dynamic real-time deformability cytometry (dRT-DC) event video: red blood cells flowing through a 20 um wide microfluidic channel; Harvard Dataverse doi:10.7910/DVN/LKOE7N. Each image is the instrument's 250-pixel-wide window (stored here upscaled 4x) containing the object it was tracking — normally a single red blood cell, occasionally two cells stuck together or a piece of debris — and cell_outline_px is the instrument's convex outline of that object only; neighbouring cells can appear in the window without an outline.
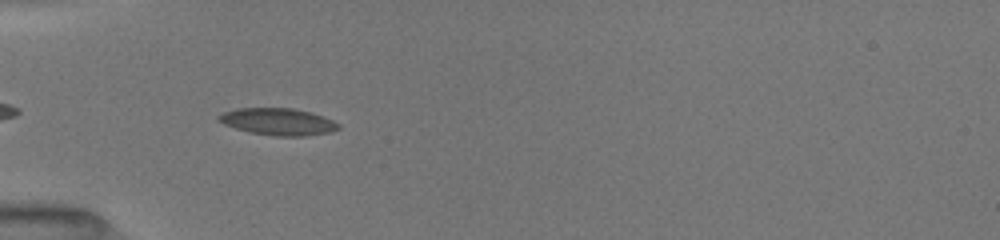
{"species": "common noctule bat (a hibernating species)", "species_latin": "Nyctalus noctula", "temperature_condition": "room temperature", "stored_images_in_passage": 54, "camera_frame_rate_fps": 3000, "um_per_image_px": 0.085, "animal": {"sex": "female", "body_mass_g": 19.5, "forearm_length_mm": 54.1}, "frame": {"image": 1, "passage_image": 6, "time_ms": 2.0, "image_size_px": [1000, 240], "cell_outline_px": [[340, 128], [328, 132], [304, 136], [272, 136], [252, 132], [236, 128], [224, 124], [216, 120], [216, 116], [224, 112], [240, 108], [292, 108], [312, 112], [332, 120], [340, 124]], "centroid_in_image_um": [23.62, 10.34], "position_along_channel_um": 61.4, "area_um2": 18.73}}
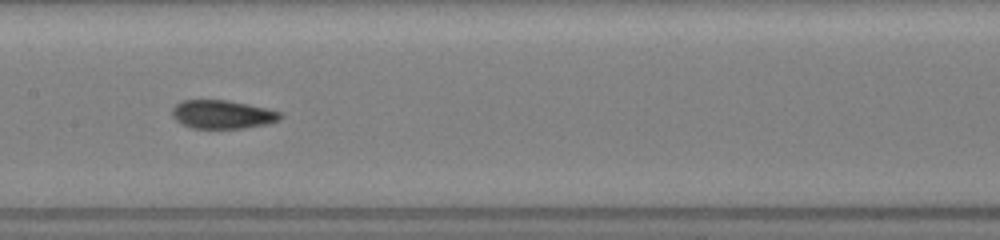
{"frame": {"image": 2, "passage_image": 18, "time_ms": 5.333, "image_size_px": [1000, 240], "cell_outline_px": [[284, 116], [280, 120], [268, 124], [244, 128], [192, 128], [176, 120], [172, 116], [172, 108], [180, 100], [228, 100], [268, 108], [284, 112]], "centroid_in_image_um": [18.97, 9.72], "position_along_channel_um": 188.4, "area_um2": 18.21}}
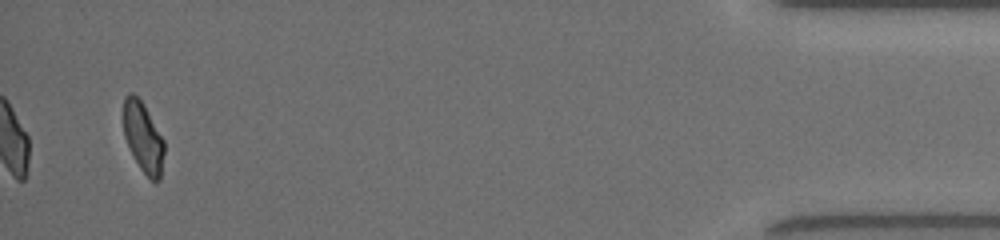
{"frame": {"image": 3, "passage_image": 52, "time_ms": 13.0, "image_size_px": [1000, 240], "cell_outline_px": [[164, 152], [160, 180], [156, 184], [140, 168], [124, 136], [124, 96], [128, 92], [132, 92], [144, 104], [164, 140]], "centroid_in_image_um": [12.18, 11.66], "position_along_channel_um": 423.0, "area_um2": 16.47}, "authors_computed_cell_mechanics": {"area_um2": 17.918, "velocity_mm_per_s": 3.9926, "shape_relaxation_time_tau1_ms": 10.1973, "shape_relaxation_time_tau2_ms": 2.1916, "deformation_change_tau1": 0.229, "deformation_change_tau2": 0.0746}}